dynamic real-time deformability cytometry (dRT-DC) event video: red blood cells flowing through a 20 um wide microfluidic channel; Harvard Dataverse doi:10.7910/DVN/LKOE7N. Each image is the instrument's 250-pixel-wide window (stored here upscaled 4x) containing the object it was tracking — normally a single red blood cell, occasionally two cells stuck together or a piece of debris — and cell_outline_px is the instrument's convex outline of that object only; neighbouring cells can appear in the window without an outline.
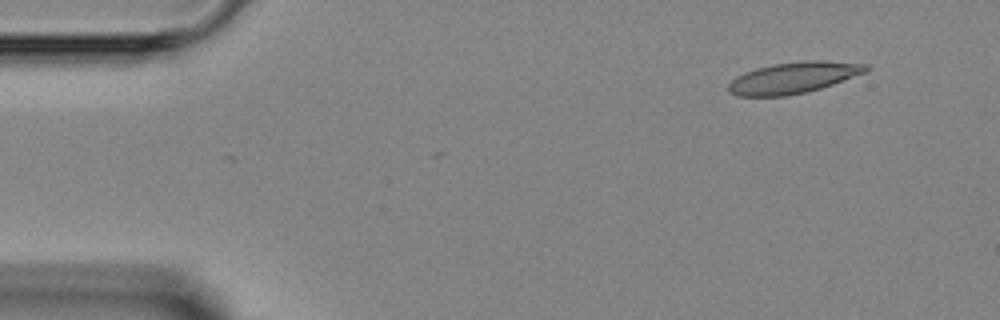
{"species": "Egyptian fruit bat (a non-hibernating species)", "species_latin": "Rousettus aegyptiacus", "temperature_condition": "room temperature", "stored_images_in_passage": 4, "camera_frame_rate_fps": 3000, "um_per_image_px": 0.085, "animal": {"sex": "female"}, "frame": {"image": 1, "passage_image": 1, "time_ms": 0.0, "image_size_px": [1000, 320], "cell_outline_px": [[872, 68], [868, 72], [820, 88], [804, 92], [784, 96], [736, 96], [728, 92], [728, 84], [736, 76], [744, 72], [756, 68], [772, 64], [800, 60], [824, 60], [868, 64]], "centroid_in_image_um": [67.46, 6.59], "position_along_channel_um": 17.5, "area_um2": 25.32}}
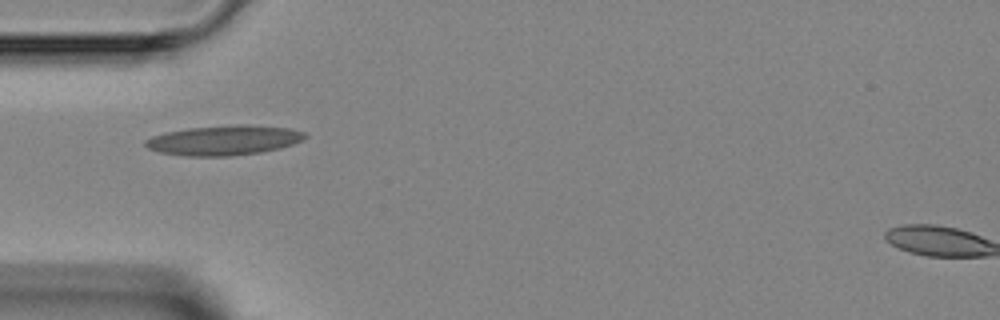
{"frame": {"image": 2, "passage_image": 4, "time_ms": 3.333, "image_size_px": [1000, 320], "cell_outline_px": [[308, 136], [292, 144], [280, 148], [260, 152], [228, 156], [184, 156], [160, 152], [148, 148], [144, 144], [144, 140], [152, 136], [164, 132], [188, 128], [236, 124], [248, 124], [288, 128], [304, 132]], "centroid_in_image_um": [19.0, 11.91], "position_along_channel_um": 66.0, "area_um2": 27.74}}